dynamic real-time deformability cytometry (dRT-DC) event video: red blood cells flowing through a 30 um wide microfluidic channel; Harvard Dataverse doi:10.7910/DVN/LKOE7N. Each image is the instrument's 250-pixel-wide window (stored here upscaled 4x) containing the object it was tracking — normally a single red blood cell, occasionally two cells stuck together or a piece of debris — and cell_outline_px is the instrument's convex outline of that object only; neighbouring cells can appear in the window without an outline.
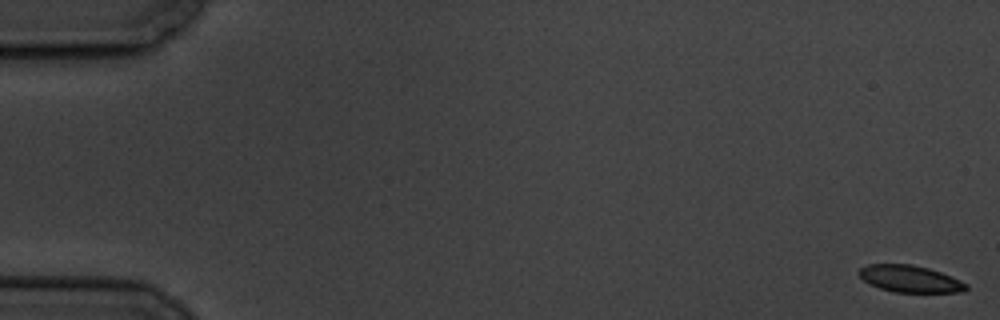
{"species": "common noctule bat (a hibernating species)", "species_latin": "Nyctalus noctula", "temperature_condition": "cold", "stored_images_in_passage": 7, "camera_frame_rate_fps": 3000, "um_per_image_px": 0.085, "animal": {"sex": "male", "body_mass_g": 19.5, "forearm_length_mm": 54.6}, "frame": {"image": 1, "passage_image": 1, "time_ms": 0.0, "image_size_px": [1000, 320], "cell_outline_px": [[968, 288], [964, 292], [896, 292], [880, 288], [868, 284], [856, 272], [860, 268], [868, 264], [912, 264], [928, 268], [940, 272], [960, 280], [968, 284]], "centroid_in_image_um": [77.34, 23.7], "position_along_channel_um": 7.7, "area_um2": 16.82}}
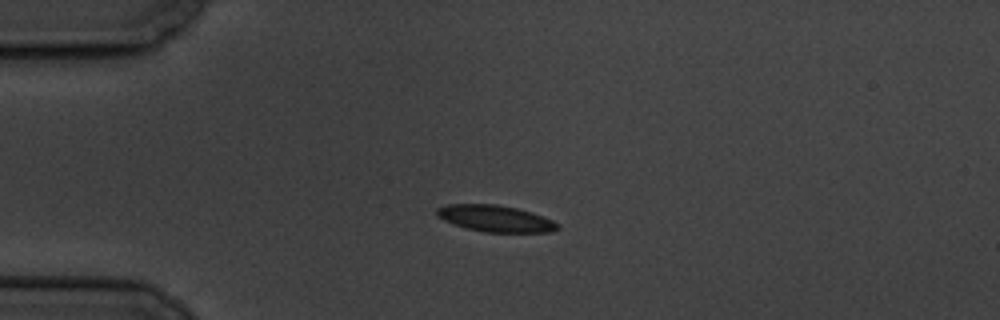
{"frame": {"image": 2, "passage_image": 5, "time_ms": 4.667, "image_size_px": [1000, 320], "cell_outline_px": [[560, 228], [552, 232], [484, 232], [464, 228], [452, 224], [436, 216], [436, 208], [448, 204], [496, 204], [516, 208], [532, 212], [552, 220], [560, 224]], "centroid_in_image_um": [42.09, 18.58], "position_along_channel_um": 42.9, "area_um2": 18.84}}
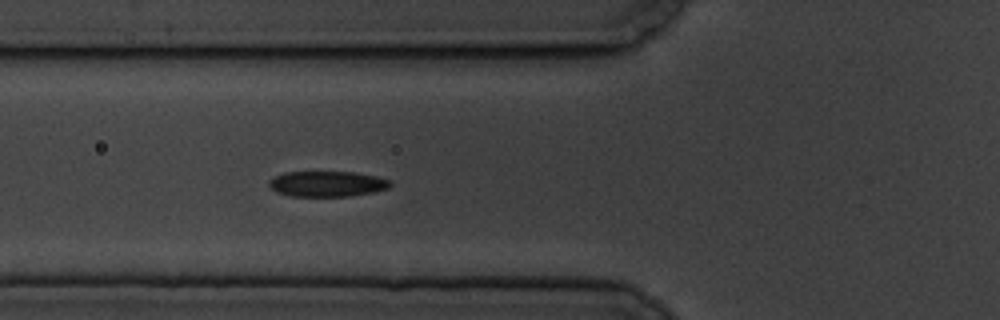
{"frame": {"image": 3, "passage_image": 7, "time_ms": 7.0, "image_size_px": [1000, 320], "cell_outline_px": [[392, 184], [388, 188], [372, 192], [348, 196], [292, 196], [276, 192], [268, 184], [268, 180], [284, 172], [356, 172], [376, 176], [388, 180]], "centroid_in_image_um": [27.78, 15.62], "position_along_channel_um": 98.0, "area_um2": 17.92}}